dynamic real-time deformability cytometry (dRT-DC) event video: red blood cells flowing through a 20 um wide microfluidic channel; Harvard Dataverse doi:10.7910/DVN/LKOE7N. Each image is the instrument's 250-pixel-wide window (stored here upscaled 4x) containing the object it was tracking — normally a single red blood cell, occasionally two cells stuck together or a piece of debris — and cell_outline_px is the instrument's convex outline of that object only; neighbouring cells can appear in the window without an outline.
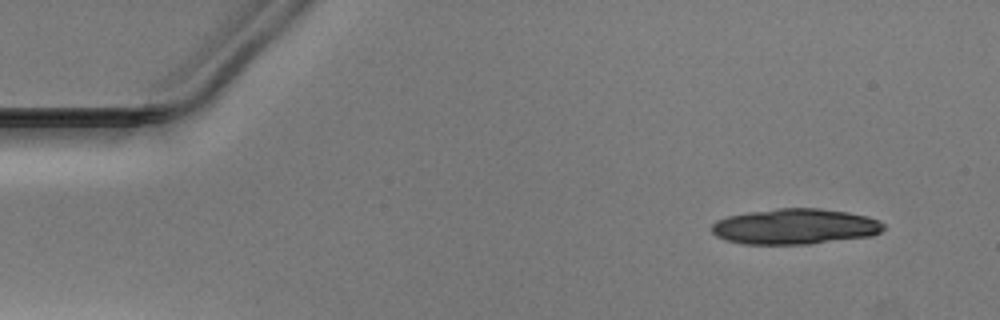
{"species": "Egyptian fruit bat (a non-hibernating species)", "species_latin": "Rousettus aegyptiacus", "temperature_condition": "warm", "stored_images_in_passage": 11, "camera_frame_rate_fps": 3000, "um_per_image_px": 0.085, "animal": {"sex": "male"}, "frame": {"image": 1, "passage_image": 1, "time_ms": 0.0, "image_size_px": [1000, 320], "cell_outline_px": [[884, 228], [880, 232], [872, 236], [812, 244], [744, 244], [724, 240], [716, 236], [712, 232], [712, 224], [716, 220], [728, 216], [748, 212], [776, 208], [820, 208], [848, 212], [868, 216], [880, 220], [884, 224]], "centroid_in_image_um": [67.59, 19.25], "position_along_channel_um": 17.4, "area_um2": 36.01}}